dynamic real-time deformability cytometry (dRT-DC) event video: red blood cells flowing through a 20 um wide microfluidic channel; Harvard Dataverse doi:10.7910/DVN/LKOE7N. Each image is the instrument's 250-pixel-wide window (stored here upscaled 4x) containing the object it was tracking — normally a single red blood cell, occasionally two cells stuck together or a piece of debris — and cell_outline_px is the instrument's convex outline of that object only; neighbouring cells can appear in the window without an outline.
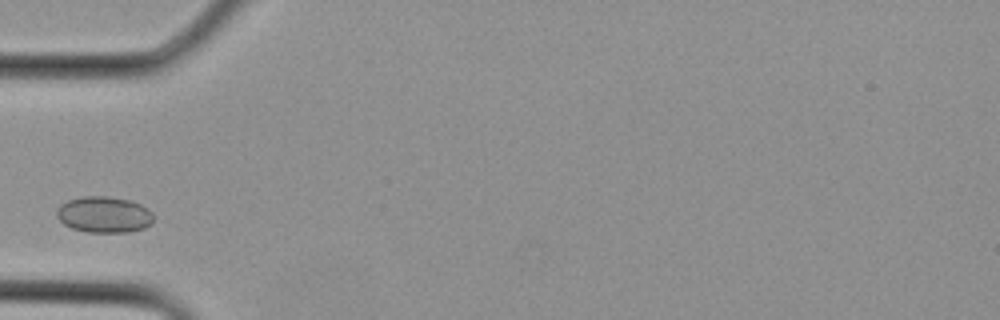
{"species": "Egyptian fruit bat (a non-hibernating species)", "species_latin": "Rousettus aegyptiacus", "temperature_condition": "cold", "stored_images_in_passage": 7, "camera_frame_rate_fps": 3000, "um_per_image_px": 0.085, "animal": {"sex": "female"}, "frame": {"image": 1, "passage_image": 3, "time_ms": 0.667, "image_size_px": [1000, 320], "cell_outline_px": [[152, 224], [144, 228], [128, 232], [88, 232], [72, 228], [64, 224], [56, 216], [56, 212], [60, 204], [68, 200], [84, 196], [108, 196], [128, 200], [140, 204], [148, 208], [152, 212]], "centroid_in_image_um": [8.84, 18.24], "position_along_channel_um": 76.2, "area_um2": 20.4}}
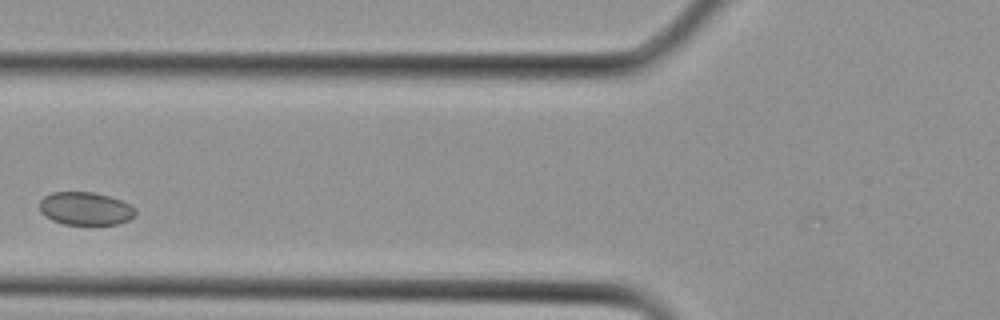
{"frame": {"image": 2, "passage_image": 5, "time_ms": 1.333, "image_size_px": [1000, 320], "cell_outline_px": [[136, 212], [128, 220], [116, 224], [64, 224], [52, 220], [44, 216], [40, 212], [40, 200], [44, 196], [52, 192], [92, 192], [112, 196], [132, 204], [136, 208]], "centroid_in_image_um": [7.27, 17.71], "position_along_channel_um": 118.5, "area_um2": 18.61}}